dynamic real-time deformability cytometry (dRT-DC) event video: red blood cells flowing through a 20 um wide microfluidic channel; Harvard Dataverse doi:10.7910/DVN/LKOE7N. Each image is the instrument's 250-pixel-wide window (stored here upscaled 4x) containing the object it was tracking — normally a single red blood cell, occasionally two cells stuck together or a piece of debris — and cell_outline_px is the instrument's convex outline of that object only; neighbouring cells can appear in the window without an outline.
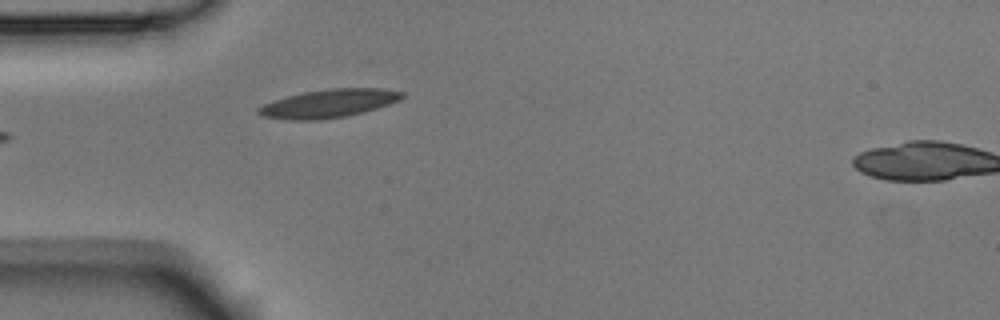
{"species": "Egyptian fruit bat (a non-hibernating species)", "species_latin": "Rousettus aegyptiacus", "temperature_condition": "room temperature", "stored_images_in_passage": 6, "segment_of_instrument_passage": [1, 2], "camera_frame_rate_fps": 3000, "um_per_image_px": 0.085, "animal": {"sex": "male"}, "frame": {"image": 1, "passage_image": 5, "time_ms": 1.333, "image_size_px": [1000, 320], "cell_outline_px": [[404, 96], [400, 100], [364, 112], [348, 116], [316, 120], [288, 120], [264, 116], [256, 112], [256, 108], [272, 100], [304, 92], [332, 88], [380, 88], [404, 92]], "centroid_in_image_um": [27.93, 8.79], "position_along_channel_um": 57.1, "area_um2": 23.64}}